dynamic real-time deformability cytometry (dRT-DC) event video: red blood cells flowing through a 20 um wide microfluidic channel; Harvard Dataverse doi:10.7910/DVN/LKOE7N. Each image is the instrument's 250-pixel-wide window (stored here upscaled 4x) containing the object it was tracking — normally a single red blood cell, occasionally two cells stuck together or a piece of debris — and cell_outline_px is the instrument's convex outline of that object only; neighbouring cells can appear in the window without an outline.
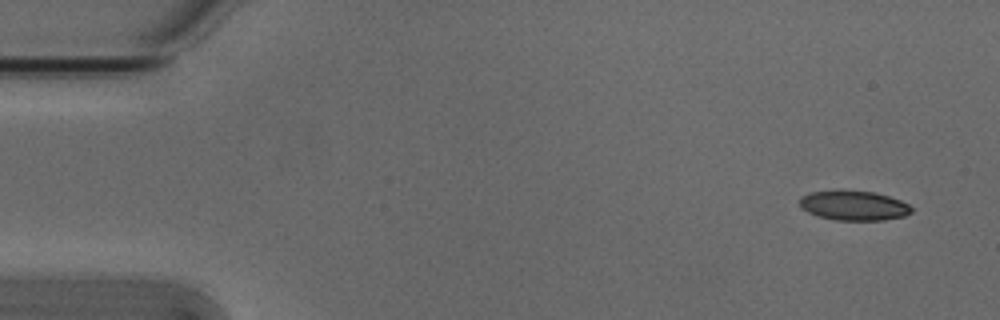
{"species": "Egyptian fruit bat (a non-hibernating species)", "species_latin": "Rousettus aegyptiacus", "temperature_condition": "cold", "stored_images_in_passage": 5, "camera_frame_rate_fps": 3000, "um_per_image_px": 0.085, "animal": {"sex": "male"}, "frame": {"image": 1, "passage_image": 1, "time_ms": 0.0, "image_size_px": [1000, 320], "cell_outline_px": [[912, 212], [904, 216], [884, 220], [836, 220], [820, 216], [808, 212], [800, 208], [800, 196], [812, 192], [840, 188], [876, 192], [900, 200], [908, 204], [912, 208]], "centroid_in_image_um": [72.55, 17.44], "position_along_channel_um": 12.4, "area_um2": 19.77}}
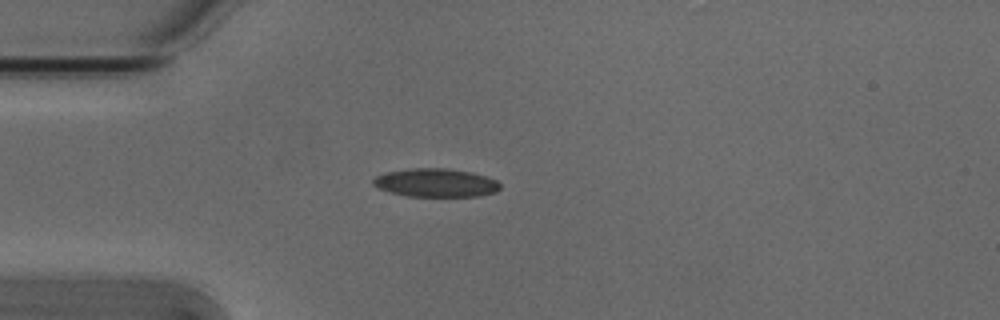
{"frame": {"image": 2, "passage_image": 4, "time_ms": 1.0, "image_size_px": [1000, 320], "cell_outline_px": [[500, 188], [496, 192], [480, 196], [408, 196], [392, 192], [380, 188], [372, 184], [372, 180], [376, 176], [388, 172], [408, 168], [448, 168], [472, 172], [496, 180], [500, 184]], "centroid_in_image_um": [37.06, 15.53], "position_along_channel_um": 47.9, "area_um2": 20.92}}